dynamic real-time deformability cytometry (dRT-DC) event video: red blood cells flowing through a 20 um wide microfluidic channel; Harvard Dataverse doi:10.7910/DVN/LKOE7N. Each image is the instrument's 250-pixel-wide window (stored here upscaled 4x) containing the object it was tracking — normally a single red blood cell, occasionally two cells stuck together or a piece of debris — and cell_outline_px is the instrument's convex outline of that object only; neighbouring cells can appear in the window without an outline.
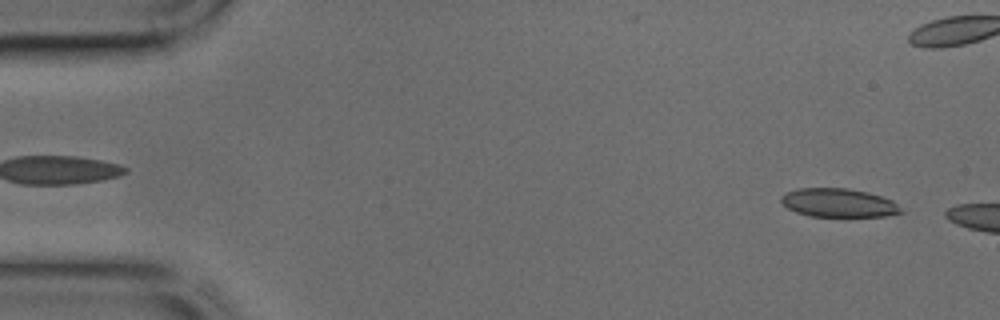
{"species": "common noctule bat (a hibernating species)", "species_latin": "Nyctalus noctula", "temperature_condition": "cold", "stored_images_in_passage": 6, "camera_frame_rate_fps": 3000, "um_per_image_px": 0.085, "animal": {"sex": "male", "body_mass_g": 17.9, "forearm_length_mm": 54.2}, "frame": {"image": 1, "passage_image": 2, "time_ms": 0.333, "image_size_px": [1000, 320], "cell_outline_px": [[904, 212], [884, 216], [808, 216], [796, 212], [788, 208], [780, 200], [780, 196], [784, 192], [800, 188], [848, 188], [868, 192], [892, 200]], "centroid_in_image_um": [71.24, 17.23], "position_along_channel_um": 13.8, "area_um2": 19.94}}